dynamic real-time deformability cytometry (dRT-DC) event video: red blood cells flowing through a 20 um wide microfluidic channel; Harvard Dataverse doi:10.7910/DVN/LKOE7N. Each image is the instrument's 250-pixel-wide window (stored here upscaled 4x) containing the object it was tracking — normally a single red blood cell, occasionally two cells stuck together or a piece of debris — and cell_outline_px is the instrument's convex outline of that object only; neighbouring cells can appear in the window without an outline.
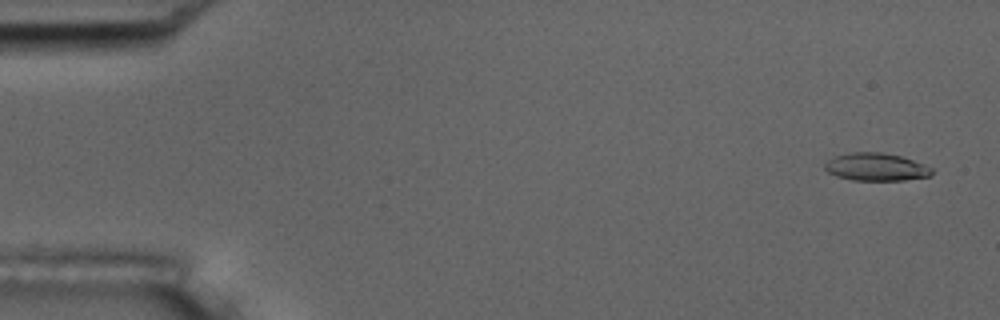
{"species": "common noctule bat (a hibernating species)", "species_latin": "Nyctalus noctula", "temperature_condition": "room temperature", "stored_images_in_passage": 16, "camera_frame_rate_fps": 3000, "um_per_image_px": 0.085, "animal": {"sex": "male", "body_mass_g": 17.5, "forearm_length_mm": 52.3}, "frame": {"image": 1, "passage_image": 3, "time_ms": 0.667, "image_size_px": [1000, 320], "cell_outline_px": [[932, 176], [904, 180], [852, 180], [836, 176], [828, 172], [824, 168], [824, 164], [828, 160], [836, 156], [852, 152], [884, 152], [900, 156], [924, 164], [932, 168]], "centroid_in_image_um": [74.47, 14.19], "position_along_channel_um": 10.5, "area_um2": 17.28}}
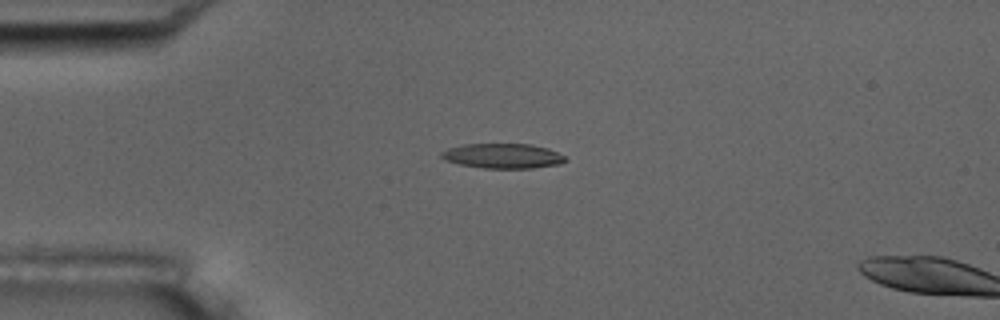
{"frame": {"image": 2, "passage_image": 14, "time_ms": 4.333, "image_size_px": [1000, 320], "cell_outline_px": [[568, 160], [560, 164], [532, 168], [484, 168], [460, 164], [444, 160], [440, 156], [440, 152], [448, 148], [464, 144], [532, 144], [548, 148], [564, 156]], "centroid_in_image_um": [42.73, 13.25], "position_along_channel_um": 42.3, "area_um2": 17.98}}